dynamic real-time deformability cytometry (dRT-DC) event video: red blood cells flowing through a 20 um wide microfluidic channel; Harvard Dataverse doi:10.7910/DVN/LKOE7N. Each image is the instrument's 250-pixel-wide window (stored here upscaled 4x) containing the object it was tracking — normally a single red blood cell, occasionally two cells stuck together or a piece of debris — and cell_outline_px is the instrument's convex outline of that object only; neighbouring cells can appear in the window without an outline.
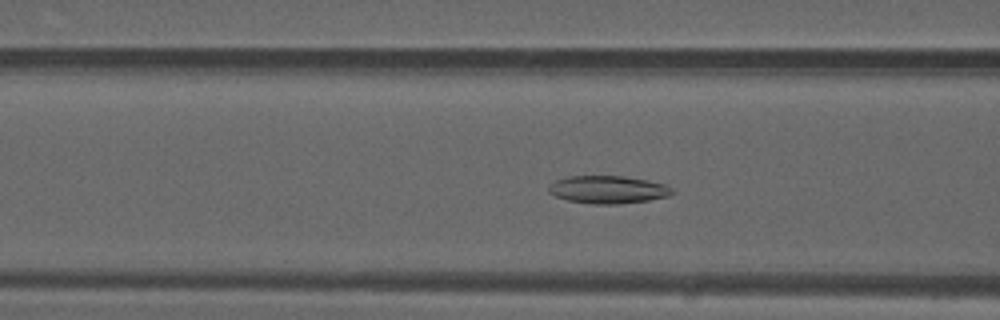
{"species": "common noctule bat (a hibernating species)", "species_latin": "Nyctalus noctula", "temperature_condition": "warm", "stored_images_in_passage": 44, "camera_frame_rate_fps": 3000, "um_per_image_px": 0.085, "animal": {"sex": "male", "forearm_length_mm": 52.5}, "frame": {"image": 1, "passage_image": 17, "time_ms": 5.333, "image_size_px": [1000, 320], "cell_outline_px": [[676, 192], [668, 196], [648, 200], [616, 204], [592, 204], [568, 200], [556, 196], [548, 192], [548, 188], [556, 180], [568, 176], [624, 176], [648, 180], [664, 184], [672, 188]], "centroid_in_image_um": [51.7, 16.11], "position_along_channel_um": 114.9, "area_um2": 19.88}}
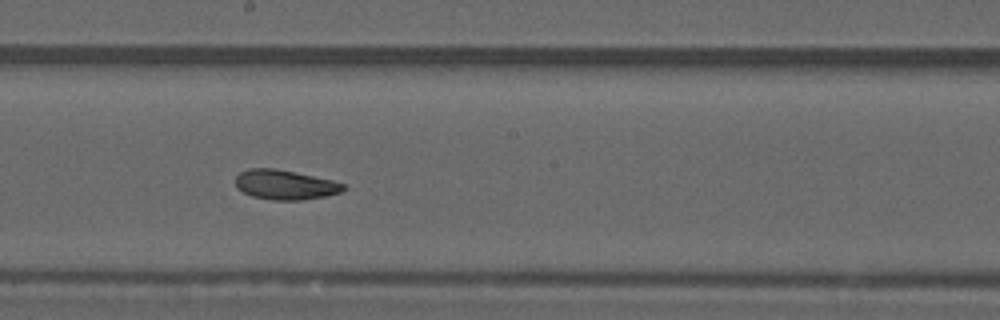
{"frame": {"image": 2, "passage_image": 25, "time_ms": 8.0, "image_size_px": [1000, 320], "cell_outline_px": [[348, 188], [340, 192], [324, 196], [300, 200], [272, 200], [252, 196], [236, 188], [236, 176], [240, 172], [248, 168], [276, 168], [296, 172], [332, 180], [344, 184]], "centroid_in_image_um": [24.22, 15.69], "position_along_channel_um": 224.0, "area_um2": 18.67}}
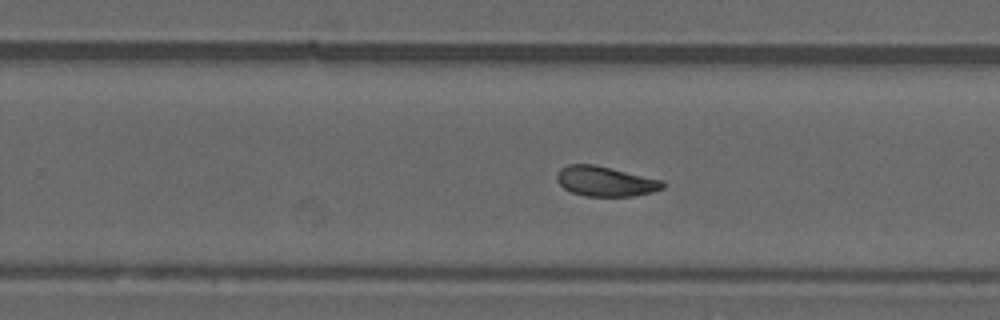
{"frame": {"image": 3, "passage_image": 29, "time_ms": 9.333, "image_size_px": [1000, 320], "cell_outline_px": [[664, 188], [652, 192], [632, 196], [584, 196], [572, 192], [564, 188], [556, 180], [556, 176], [560, 168], [568, 164], [596, 164], [664, 180]], "centroid_in_image_um": [51.46, 15.4], "position_along_channel_um": 278.3, "area_um2": 18.67}}